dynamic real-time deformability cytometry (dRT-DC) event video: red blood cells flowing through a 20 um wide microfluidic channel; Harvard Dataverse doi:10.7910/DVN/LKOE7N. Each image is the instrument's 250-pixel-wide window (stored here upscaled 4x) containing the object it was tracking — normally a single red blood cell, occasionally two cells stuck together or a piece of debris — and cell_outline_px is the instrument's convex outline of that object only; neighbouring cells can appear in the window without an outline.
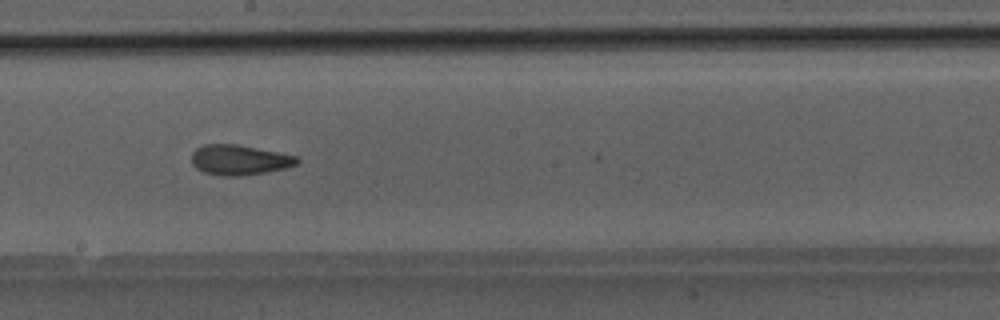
{"species": "Egyptian fruit bat (a non-hibernating species)", "species_latin": "Rousettus aegyptiacus", "temperature_condition": "room temperature", "stored_images_in_passage": 30, "camera_frame_rate_fps": 3000, "um_per_image_px": 0.085, "animal": {"sex": "male"}, "frame": {"image": 1, "passage_image": 25, "time_ms": 8.0, "image_size_px": [1000, 320], "cell_outline_px": [[300, 160], [296, 164], [284, 168], [264, 172], [240, 176], [220, 176], [204, 172], [196, 168], [192, 164], [192, 152], [196, 148], [204, 144], [236, 144], [296, 156]], "centroid_in_image_um": [20.29, 13.59], "position_along_channel_um": 227.9, "area_um2": 18.32}}